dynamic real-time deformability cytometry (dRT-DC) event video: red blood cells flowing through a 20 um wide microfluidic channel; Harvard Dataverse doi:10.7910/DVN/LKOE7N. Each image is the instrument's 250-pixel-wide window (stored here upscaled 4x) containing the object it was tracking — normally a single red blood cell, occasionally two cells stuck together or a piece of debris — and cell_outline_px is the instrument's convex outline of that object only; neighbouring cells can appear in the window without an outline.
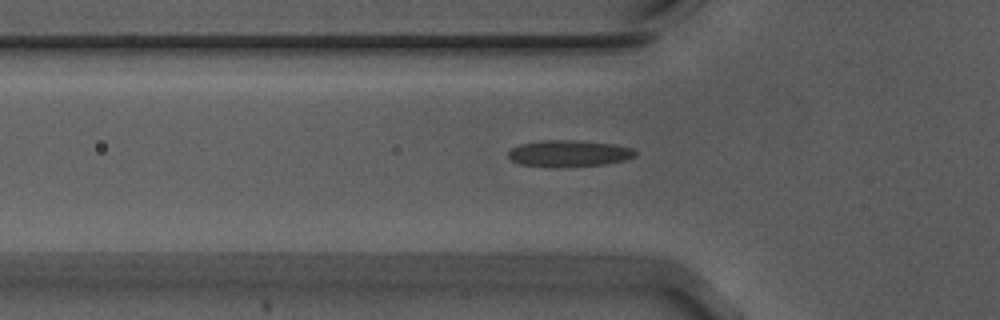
{"species": "Egyptian fruit bat (a non-hibernating species)", "species_latin": "Rousettus aegyptiacus", "temperature_condition": "warm", "stored_images_in_passage": 43, "camera_frame_rate_fps": 3000, "um_per_image_px": 0.085, "animal": {"sex": "male"}, "frame": {"image": 1, "passage_image": 10, "time_ms": 3.0, "image_size_px": [1000, 320], "cell_outline_px": [[636, 156], [624, 160], [604, 164], [560, 168], [556, 168], [520, 164], [512, 160], [508, 156], [508, 152], [512, 148], [520, 144], [544, 140], [572, 140], [612, 144], [632, 148], [636, 152]], "centroid_in_image_um": [48.34, 13.06], "position_along_channel_um": 77.5, "area_um2": 19.65}}
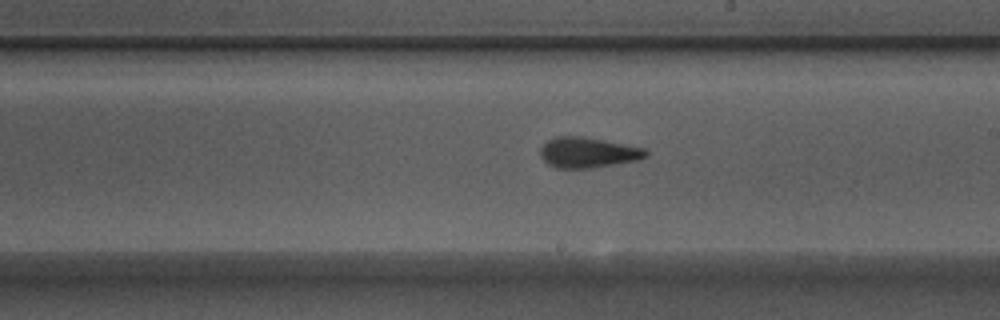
{"frame": {"image": 2, "passage_image": 23, "time_ms": 7.333, "image_size_px": [1000, 320], "cell_outline_px": [[648, 156], [640, 160], [592, 168], [556, 168], [548, 164], [540, 156], [540, 148], [548, 140], [556, 136], [580, 136], [604, 140], [644, 148], [648, 152]], "centroid_in_image_um": [49.98, 12.97], "position_along_channel_um": 239.0, "area_um2": 18.79}}
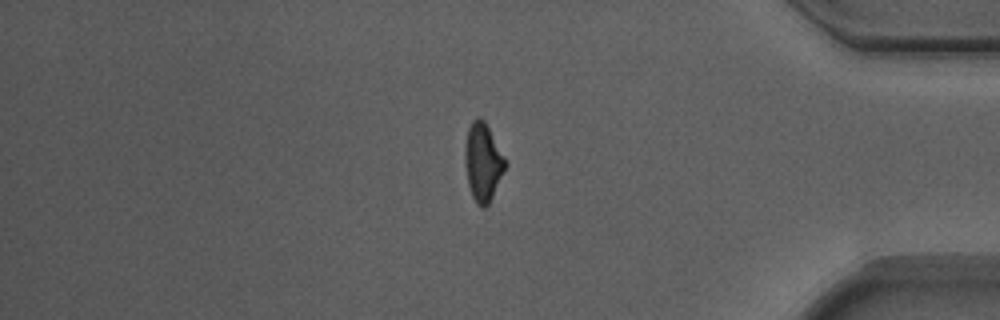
{"frame": {"image": 3, "passage_image": 38, "time_ms": 12.333, "image_size_px": [1000, 320], "cell_outline_px": [[508, 164], [488, 204], [484, 208], [480, 208], [476, 204], [472, 196], [468, 184], [464, 160], [464, 152], [468, 128], [472, 120], [476, 116], [480, 116], [484, 120], [508, 160]], "centroid_in_image_um": [41.06, 13.76], "position_along_channel_um": 394.1, "area_um2": 18.67}, "authors_computed_cell_mechanics": {"area_um2": 18.4382, "velocity_mm_per_s": 3.7193, "shape_relaxation_time_tau1_ms": 7.221, "shape_relaxation_time_tau2_ms": 1.8697, "deformation_change_tau1": 0.1853, "deformation_change_tau2": 0.0976}}